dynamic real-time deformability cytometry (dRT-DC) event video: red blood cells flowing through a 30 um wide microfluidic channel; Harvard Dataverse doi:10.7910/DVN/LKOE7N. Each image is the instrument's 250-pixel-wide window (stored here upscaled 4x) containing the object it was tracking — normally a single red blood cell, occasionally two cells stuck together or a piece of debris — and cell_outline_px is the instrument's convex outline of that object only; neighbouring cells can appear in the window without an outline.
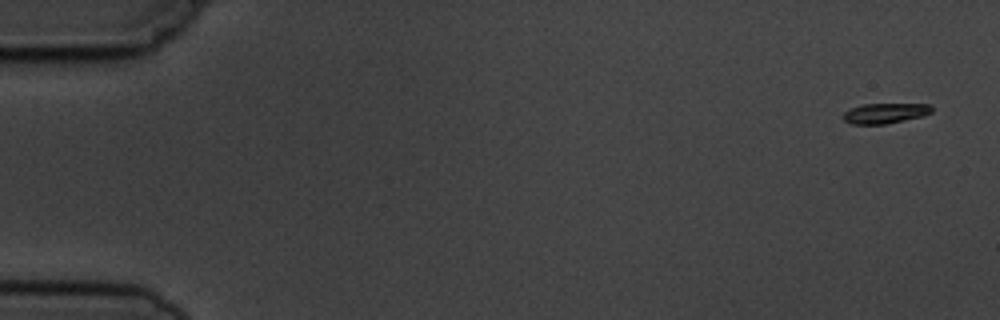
{"species": "common noctule bat (a hibernating species)", "species_latin": "Nyctalus noctula", "temperature_condition": "cold", "stored_images_in_passage": 11, "camera_frame_rate_fps": 3000, "um_per_image_px": 0.085, "animal": {"sex": "male", "body_mass_g": 19.5, "forearm_length_mm": 54.6}, "frame": {"image": 1, "passage_image": 1, "time_ms": 0.0, "image_size_px": [1000, 320], "cell_outline_px": [[932, 112], [924, 116], [884, 124], [852, 124], [844, 120], [844, 112], [852, 108], [864, 104], [928, 104], [932, 108]], "centroid_in_image_um": [75.25, 9.62], "position_along_channel_um": 9.7, "area_um2": 10.29}}
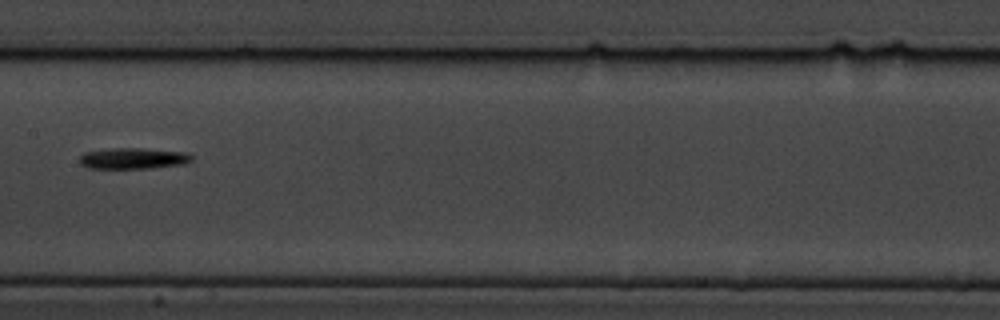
{"frame": {"image": 2, "passage_image": 8, "time_ms": 8.667, "image_size_px": [1000, 320], "cell_outline_px": [[192, 160], [184, 164], [152, 168], [88, 168], [80, 164], [80, 156], [84, 152], [108, 148], [144, 148], [184, 152], [192, 156]], "centroid_in_image_um": [11.3, 13.46], "position_along_channel_um": 196.1, "area_um2": 13.81}}
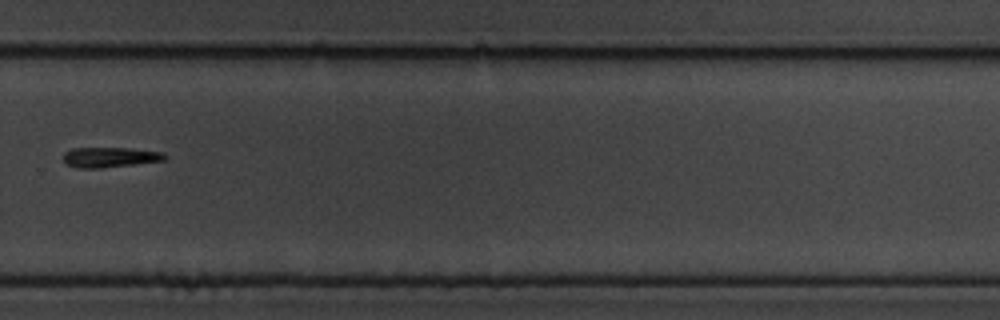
{"frame": {"image": 3, "passage_image": 11, "time_ms": 12.0, "image_size_px": [1000, 320], "cell_outline_px": [[168, 156], [164, 160], [136, 164], [100, 168], [76, 168], [68, 164], [64, 160], [64, 152], [72, 148], [128, 148], [164, 152]], "centroid_in_image_um": [9.36, 13.36], "position_along_channel_um": 320.4, "area_um2": 11.91}}